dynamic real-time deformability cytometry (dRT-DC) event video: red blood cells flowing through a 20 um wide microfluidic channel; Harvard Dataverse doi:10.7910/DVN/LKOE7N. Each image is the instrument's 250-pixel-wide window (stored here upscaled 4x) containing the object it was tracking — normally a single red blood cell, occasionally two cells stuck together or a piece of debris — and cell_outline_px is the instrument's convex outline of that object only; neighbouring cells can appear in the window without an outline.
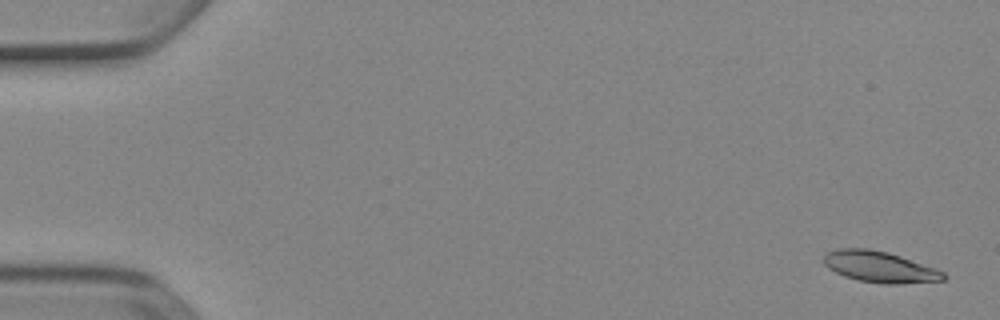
{"species": "Egyptian fruit bat (a non-hibernating species)", "species_latin": "Rousettus aegyptiacus", "temperature_condition": "cold", "stored_images_in_passage": 4, "camera_frame_rate_fps": 3000, "um_per_image_px": 0.085, "animal": {"sex": "female"}, "frame": {"image": 1, "passage_image": 1, "time_ms": 0.0, "image_size_px": [1000, 320], "cell_outline_px": [[948, 276], [944, 280], [896, 284], [880, 284], [860, 280], [844, 276], [828, 268], [824, 264], [824, 256], [828, 252], [840, 248], [868, 248], [888, 252], [936, 268], [944, 272]], "centroid_in_image_um": [74.8, 22.68], "position_along_channel_um": 10.2, "area_um2": 21.68}}
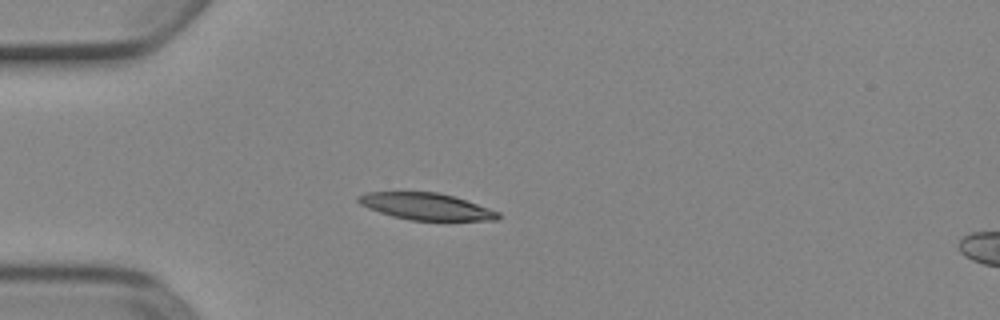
{"frame": {"image": 2, "passage_image": 4, "time_ms": 1.0, "image_size_px": [1000, 320], "cell_outline_px": [[500, 220], [408, 220], [392, 216], [368, 208], [360, 204], [356, 200], [356, 196], [368, 192], [436, 192], [452, 196], [500, 212]], "centroid_in_image_um": [36.18, 17.55], "position_along_channel_um": 48.8, "area_um2": 21.62}}